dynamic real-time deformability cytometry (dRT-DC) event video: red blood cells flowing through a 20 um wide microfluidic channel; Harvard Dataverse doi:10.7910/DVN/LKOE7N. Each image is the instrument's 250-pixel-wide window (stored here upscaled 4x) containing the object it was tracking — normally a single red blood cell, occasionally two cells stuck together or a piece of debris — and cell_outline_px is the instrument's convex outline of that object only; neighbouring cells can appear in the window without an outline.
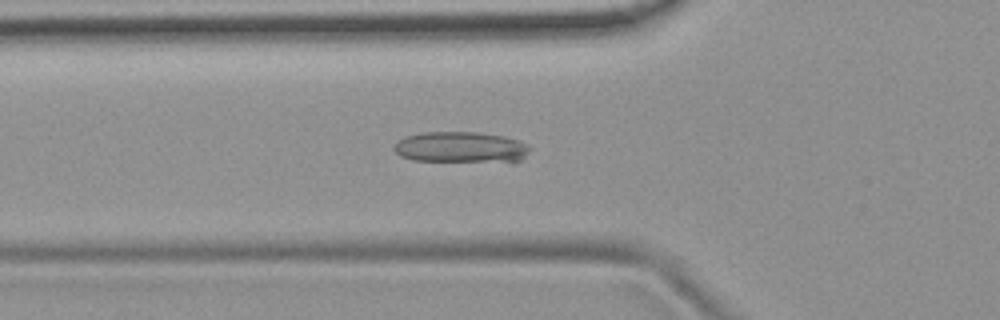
{"species": "common noctule bat (a hibernating species)", "species_latin": "Nyctalus noctula", "temperature_condition": "room temperature", "stored_images_in_passage": 53, "camera_frame_rate_fps": 3000, "um_per_image_px": 0.085, "animal": {"sex": "female", "body_mass_g": 19.9}, "frame": {"image": 1, "passage_image": 18, "time_ms": 5.667, "image_size_px": [1000, 320], "cell_outline_px": [[532, 148], [520, 160], [512, 164], [412, 160], [400, 156], [392, 148], [404, 136], [420, 132], [476, 132], [504, 136], [520, 140], [528, 144]], "centroid_in_image_um": [39.25, 12.55], "position_along_channel_um": 86.6, "area_um2": 25.55}}
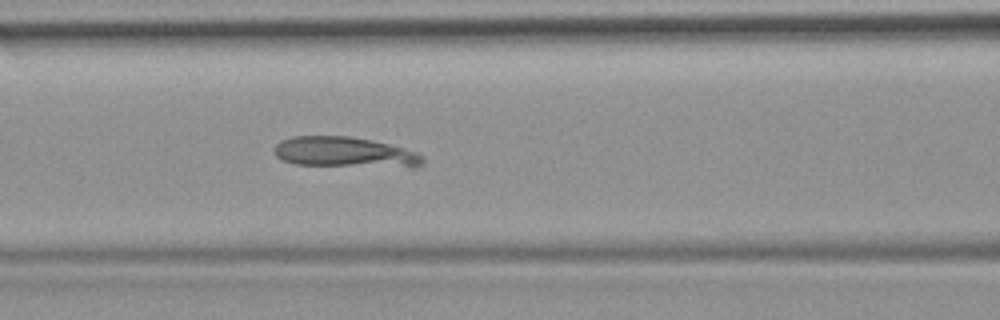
{"frame": {"image": 2, "passage_image": 22, "time_ms": 7.0, "image_size_px": [1000, 320], "cell_outline_px": [[424, 164], [412, 168], [296, 164], [284, 160], [276, 156], [276, 144], [280, 140], [292, 136], [348, 136], [372, 140], [388, 144], [416, 152], [424, 156]], "centroid_in_image_um": [29.37, 12.95], "position_along_channel_um": 137.2, "area_um2": 26.41}}